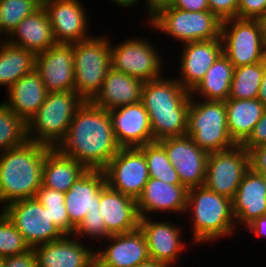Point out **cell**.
<instances>
[{
  "label": "cell",
  "mask_w": 266,
  "mask_h": 267,
  "mask_svg": "<svg viewBox=\"0 0 266 267\" xmlns=\"http://www.w3.org/2000/svg\"><path fill=\"white\" fill-rule=\"evenodd\" d=\"M12 45L39 54L56 44L52 27L43 5L25 17L6 38Z\"/></svg>",
  "instance_id": "obj_27"
},
{
  "label": "cell",
  "mask_w": 266,
  "mask_h": 267,
  "mask_svg": "<svg viewBox=\"0 0 266 267\" xmlns=\"http://www.w3.org/2000/svg\"><path fill=\"white\" fill-rule=\"evenodd\" d=\"M99 210L110 235L128 233L139 228L137 200L107 184L101 190Z\"/></svg>",
  "instance_id": "obj_24"
},
{
  "label": "cell",
  "mask_w": 266,
  "mask_h": 267,
  "mask_svg": "<svg viewBox=\"0 0 266 267\" xmlns=\"http://www.w3.org/2000/svg\"><path fill=\"white\" fill-rule=\"evenodd\" d=\"M266 145V108L260 120L255 124L254 130L242 146L249 152L252 148Z\"/></svg>",
  "instance_id": "obj_42"
},
{
  "label": "cell",
  "mask_w": 266,
  "mask_h": 267,
  "mask_svg": "<svg viewBox=\"0 0 266 267\" xmlns=\"http://www.w3.org/2000/svg\"><path fill=\"white\" fill-rule=\"evenodd\" d=\"M192 221V245L215 243L223 237L235 233L236 221L233 214L232 199L217 194L205 186L188 189L185 211ZM234 232V233H233Z\"/></svg>",
  "instance_id": "obj_4"
},
{
  "label": "cell",
  "mask_w": 266,
  "mask_h": 267,
  "mask_svg": "<svg viewBox=\"0 0 266 267\" xmlns=\"http://www.w3.org/2000/svg\"><path fill=\"white\" fill-rule=\"evenodd\" d=\"M103 171L109 187L135 200L150 178L146 158L138 147L120 148Z\"/></svg>",
  "instance_id": "obj_13"
},
{
  "label": "cell",
  "mask_w": 266,
  "mask_h": 267,
  "mask_svg": "<svg viewBox=\"0 0 266 267\" xmlns=\"http://www.w3.org/2000/svg\"><path fill=\"white\" fill-rule=\"evenodd\" d=\"M177 81L189 92L204 78L208 69L223 53L221 39L194 41L183 44Z\"/></svg>",
  "instance_id": "obj_21"
},
{
  "label": "cell",
  "mask_w": 266,
  "mask_h": 267,
  "mask_svg": "<svg viewBox=\"0 0 266 267\" xmlns=\"http://www.w3.org/2000/svg\"><path fill=\"white\" fill-rule=\"evenodd\" d=\"M83 102L75 91L48 92L44 103L27 122V139L57 148Z\"/></svg>",
  "instance_id": "obj_5"
},
{
  "label": "cell",
  "mask_w": 266,
  "mask_h": 267,
  "mask_svg": "<svg viewBox=\"0 0 266 267\" xmlns=\"http://www.w3.org/2000/svg\"><path fill=\"white\" fill-rule=\"evenodd\" d=\"M111 3H115L119 7H133L137 2L143 0H110ZM172 0H146L144 1L147 4L146 13H148L147 19L152 17L159 9L169 6Z\"/></svg>",
  "instance_id": "obj_43"
},
{
  "label": "cell",
  "mask_w": 266,
  "mask_h": 267,
  "mask_svg": "<svg viewBox=\"0 0 266 267\" xmlns=\"http://www.w3.org/2000/svg\"><path fill=\"white\" fill-rule=\"evenodd\" d=\"M167 7L179 8L190 12L209 11L208 0H172Z\"/></svg>",
  "instance_id": "obj_46"
},
{
  "label": "cell",
  "mask_w": 266,
  "mask_h": 267,
  "mask_svg": "<svg viewBox=\"0 0 266 267\" xmlns=\"http://www.w3.org/2000/svg\"><path fill=\"white\" fill-rule=\"evenodd\" d=\"M106 242V248L95 250L96 267H135L150 258L147 242L140 228L111 235Z\"/></svg>",
  "instance_id": "obj_20"
},
{
  "label": "cell",
  "mask_w": 266,
  "mask_h": 267,
  "mask_svg": "<svg viewBox=\"0 0 266 267\" xmlns=\"http://www.w3.org/2000/svg\"><path fill=\"white\" fill-rule=\"evenodd\" d=\"M105 185L104 171L86 170L65 192L64 204L75 228L88 212H99L101 190Z\"/></svg>",
  "instance_id": "obj_22"
},
{
  "label": "cell",
  "mask_w": 266,
  "mask_h": 267,
  "mask_svg": "<svg viewBox=\"0 0 266 267\" xmlns=\"http://www.w3.org/2000/svg\"><path fill=\"white\" fill-rule=\"evenodd\" d=\"M245 228L249 230L250 234H254L253 236L266 237V213L261 217L255 218Z\"/></svg>",
  "instance_id": "obj_47"
},
{
  "label": "cell",
  "mask_w": 266,
  "mask_h": 267,
  "mask_svg": "<svg viewBox=\"0 0 266 267\" xmlns=\"http://www.w3.org/2000/svg\"><path fill=\"white\" fill-rule=\"evenodd\" d=\"M51 148L27 140L0 153V205L34 198L42 186L43 164ZM4 204V205H2Z\"/></svg>",
  "instance_id": "obj_3"
},
{
  "label": "cell",
  "mask_w": 266,
  "mask_h": 267,
  "mask_svg": "<svg viewBox=\"0 0 266 267\" xmlns=\"http://www.w3.org/2000/svg\"><path fill=\"white\" fill-rule=\"evenodd\" d=\"M235 67L222 53L208 69L204 78L190 92L192 98L226 101L229 97ZM198 94V95H197Z\"/></svg>",
  "instance_id": "obj_31"
},
{
  "label": "cell",
  "mask_w": 266,
  "mask_h": 267,
  "mask_svg": "<svg viewBox=\"0 0 266 267\" xmlns=\"http://www.w3.org/2000/svg\"><path fill=\"white\" fill-rule=\"evenodd\" d=\"M209 11L221 21L238 18V0H208Z\"/></svg>",
  "instance_id": "obj_41"
},
{
  "label": "cell",
  "mask_w": 266,
  "mask_h": 267,
  "mask_svg": "<svg viewBox=\"0 0 266 267\" xmlns=\"http://www.w3.org/2000/svg\"><path fill=\"white\" fill-rule=\"evenodd\" d=\"M227 128L236 145H242L260 120L265 106L255 99H232L225 101Z\"/></svg>",
  "instance_id": "obj_29"
},
{
  "label": "cell",
  "mask_w": 266,
  "mask_h": 267,
  "mask_svg": "<svg viewBox=\"0 0 266 267\" xmlns=\"http://www.w3.org/2000/svg\"><path fill=\"white\" fill-rule=\"evenodd\" d=\"M200 100L190 99L186 134L208 153L234 147L227 128L225 101Z\"/></svg>",
  "instance_id": "obj_6"
},
{
  "label": "cell",
  "mask_w": 266,
  "mask_h": 267,
  "mask_svg": "<svg viewBox=\"0 0 266 267\" xmlns=\"http://www.w3.org/2000/svg\"><path fill=\"white\" fill-rule=\"evenodd\" d=\"M144 82L110 68L101 89L90 102L107 111L141 101Z\"/></svg>",
  "instance_id": "obj_26"
},
{
  "label": "cell",
  "mask_w": 266,
  "mask_h": 267,
  "mask_svg": "<svg viewBox=\"0 0 266 267\" xmlns=\"http://www.w3.org/2000/svg\"><path fill=\"white\" fill-rule=\"evenodd\" d=\"M187 197L188 189L185 186L168 184L155 178H149L141 196L137 199L139 216L140 218L151 217L154 212H172L184 216Z\"/></svg>",
  "instance_id": "obj_23"
},
{
  "label": "cell",
  "mask_w": 266,
  "mask_h": 267,
  "mask_svg": "<svg viewBox=\"0 0 266 267\" xmlns=\"http://www.w3.org/2000/svg\"><path fill=\"white\" fill-rule=\"evenodd\" d=\"M42 4L38 0H0V31L7 38L15 27Z\"/></svg>",
  "instance_id": "obj_37"
},
{
  "label": "cell",
  "mask_w": 266,
  "mask_h": 267,
  "mask_svg": "<svg viewBox=\"0 0 266 267\" xmlns=\"http://www.w3.org/2000/svg\"><path fill=\"white\" fill-rule=\"evenodd\" d=\"M223 54L235 68L266 60L259 20L227 19L222 21Z\"/></svg>",
  "instance_id": "obj_9"
},
{
  "label": "cell",
  "mask_w": 266,
  "mask_h": 267,
  "mask_svg": "<svg viewBox=\"0 0 266 267\" xmlns=\"http://www.w3.org/2000/svg\"><path fill=\"white\" fill-rule=\"evenodd\" d=\"M263 180H264L265 187H266V174H263Z\"/></svg>",
  "instance_id": "obj_53"
},
{
  "label": "cell",
  "mask_w": 266,
  "mask_h": 267,
  "mask_svg": "<svg viewBox=\"0 0 266 267\" xmlns=\"http://www.w3.org/2000/svg\"><path fill=\"white\" fill-rule=\"evenodd\" d=\"M6 92L7 101L3 102L26 123L44 103L48 93L35 69L23 75Z\"/></svg>",
  "instance_id": "obj_28"
},
{
  "label": "cell",
  "mask_w": 266,
  "mask_h": 267,
  "mask_svg": "<svg viewBox=\"0 0 266 267\" xmlns=\"http://www.w3.org/2000/svg\"><path fill=\"white\" fill-rule=\"evenodd\" d=\"M115 139L121 148L154 142L148 112L142 102L109 110Z\"/></svg>",
  "instance_id": "obj_19"
},
{
  "label": "cell",
  "mask_w": 266,
  "mask_h": 267,
  "mask_svg": "<svg viewBox=\"0 0 266 267\" xmlns=\"http://www.w3.org/2000/svg\"><path fill=\"white\" fill-rule=\"evenodd\" d=\"M158 142L164 147L169 161L175 167L181 185L187 189L204 186L208 152L198 147L187 134Z\"/></svg>",
  "instance_id": "obj_14"
},
{
  "label": "cell",
  "mask_w": 266,
  "mask_h": 267,
  "mask_svg": "<svg viewBox=\"0 0 266 267\" xmlns=\"http://www.w3.org/2000/svg\"><path fill=\"white\" fill-rule=\"evenodd\" d=\"M90 35L92 37L73 43L75 92L84 101H90L97 94L111 68L112 38Z\"/></svg>",
  "instance_id": "obj_8"
},
{
  "label": "cell",
  "mask_w": 266,
  "mask_h": 267,
  "mask_svg": "<svg viewBox=\"0 0 266 267\" xmlns=\"http://www.w3.org/2000/svg\"><path fill=\"white\" fill-rule=\"evenodd\" d=\"M259 24L261 27L263 43L266 47V14L259 19Z\"/></svg>",
  "instance_id": "obj_50"
},
{
  "label": "cell",
  "mask_w": 266,
  "mask_h": 267,
  "mask_svg": "<svg viewBox=\"0 0 266 267\" xmlns=\"http://www.w3.org/2000/svg\"><path fill=\"white\" fill-rule=\"evenodd\" d=\"M154 220L151 217H142L139 222V228L147 242L149 256L164 263L167 267H174L179 261L177 259L180 254L182 255L187 248L185 241L181 238L183 227L174 225L168 220L159 219L158 222Z\"/></svg>",
  "instance_id": "obj_17"
},
{
  "label": "cell",
  "mask_w": 266,
  "mask_h": 267,
  "mask_svg": "<svg viewBox=\"0 0 266 267\" xmlns=\"http://www.w3.org/2000/svg\"><path fill=\"white\" fill-rule=\"evenodd\" d=\"M0 42H3V41H5L6 40V38L2 35V33H1V31H0Z\"/></svg>",
  "instance_id": "obj_51"
},
{
  "label": "cell",
  "mask_w": 266,
  "mask_h": 267,
  "mask_svg": "<svg viewBox=\"0 0 266 267\" xmlns=\"http://www.w3.org/2000/svg\"><path fill=\"white\" fill-rule=\"evenodd\" d=\"M30 249L21 233L4 212L0 214V257L6 258Z\"/></svg>",
  "instance_id": "obj_38"
},
{
  "label": "cell",
  "mask_w": 266,
  "mask_h": 267,
  "mask_svg": "<svg viewBox=\"0 0 266 267\" xmlns=\"http://www.w3.org/2000/svg\"><path fill=\"white\" fill-rule=\"evenodd\" d=\"M76 238L64 235L59 240L33 247L37 267H96L95 249Z\"/></svg>",
  "instance_id": "obj_18"
},
{
  "label": "cell",
  "mask_w": 266,
  "mask_h": 267,
  "mask_svg": "<svg viewBox=\"0 0 266 267\" xmlns=\"http://www.w3.org/2000/svg\"><path fill=\"white\" fill-rule=\"evenodd\" d=\"M266 14V0H238V18L259 20Z\"/></svg>",
  "instance_id": "obj_40"
},
{
  "label": "cell",
  "mask_w": 266,
  "mask_h": 267,
  "mask_svg": "<svg viewBox=\"0 0 266 267\" xmlns=\"http://www.w3.org/2000/svg\"><path fill=\"white\" fill-rule=\"evenodd\" d=\"M45 8L56 43L72 44L86 40L89 14L79 0H45ZM88 18V19H87Z\"/></svg>",
  "instance_id": "obj_15"
},
{
  "label": "cell",
  "mask_w": 266,
  "mask_h": 267,
  "mask_svg": "<svg viewBox=\"0 0 266 267\" xmlns=\"http://www.w3.org/2000/svg\"><path fill=\"white\" fill-rule=\"evenodd\" d=\"M138 148L144 153L150 178L168 184L181 185L175 167L169 161L164 147L158 141L147 143Z\"/></svg>",
  "instance_id": "obj_34"
},
{
  "label": "cell",
  "mask_w": 266,
  "mask_h": 267,
  "mask_svg": "<svg viewBox=\"0 0 266 267\" xmlns=\"http://www.w3.org/2000/svg\"><path fill=\"white\" fill-rule=\"evenodd\" d=\"M249 168V153L242 145L211 152L207 158L204 186L217 194L233 199Z\"/></svg>",
  "instance_id": "obj_12"
},
{
  "label": "cell",
  "mask_w": 266,
  "mask_h": 267,
  "mask_svg": "<svg viewBox=\"0 0 266 267\" xmlns=\"http://www.w3.org/2000/svg\"><path fill=\"white\" fill-rule=\"evenodd\" d=\"M148 41L141 37H130L117 45L110 43L111 68L144 83L163 77V57Z\"/></svg>",
  "instance_id": "obj_10"
},
{
  "label": "cell",
  "mask_w": 266,
  "mask_h": 267,
  "mask_svg": "<svg viewBox=\"0 0 266 267\" xmlns=\"http://www.w3.org/2000/svg\"><path fill=\"white\" fill-rule=\"evenodd\" d=\"M109 111L84 101L57 149L74 158L86 170L103 171L120 150Z\"/></svg>",
  "instance_id": "obj_1"
},
{
  "label": "cell",
  "mask_w": 266,
  "mask_h": 267,
  "mask_svg": "<svg viewBox=\"0 0 266 267\" xmlns=\"http://www.w3.org/2000/svg\"><path fill=\"white\" fill-rule=\"evenodd\" d=\"M147 21L152 29L167 34L181 44L221 39L222 21L210 11L190 12L164 7Z\"/></svg>",
  "instance_id": "obj_7"
},
{
  "label": "cell",
  "mask_w": 266,
  "mask_h": 267,
  "mask_svg": "<svg viewBox=\"0 0 266 267\" xmlns=\"http://www.w3.org/2000/svg\"><path fill=\"white\" fill-rule=\"evenodd\" d=\"M73 236H76L77 239L84 237L85 239L88 237L91 240L97 239L95 240V242L99 240L102 241L103 239L104 242L105 239L107 241L111 235L107 232L105 228V223L99 210V212L94 213L88 212L85 215L84 219L75 228Z\"/></svg>",
  "instance_id": "obj_39"
},
{
  "label": "cell",
  "mask_w": 266,
  "mask_h": 267,
  "mask_svg": "<svg viewBox=\"0 0 266 267\" xmlns=\"http://www.w3.org/2000/svg\"><path fill=\"white\" fill-rule=\"evenodd\" d=\"M135 267H167L164 263L155 259L149 258L146 261L137 264Z\"/></svg>",
  "instance_id": "obj_49"
},
{
  "label": "cell",
  "mask_w": 266,
  "mask_h": 267,
  "mask_svg": "<svg viewBox=\"0 0 266 267\" xmlns=\"http://www.w3.org/2000/svg\"><path fill=\"white\" fill-rule=\"evenodd\" d=\"M264 68L265 61L235 68L228 98H257Z\"/></svg>",
  "instance_id": "obj_33"
},
{
  "label": "cell",
  "mask_w": 266,
  "mask_h": 267,
  "mask_svg": "<svg viewBox=\"0 0 266 267\" xmlns=\"http://www.w3.org/2000/svg\"><path fill=\"white\" fill-rule=\"evenodd\" d=\"M41 4L45 1V0H38Z\"/></svg>",
  "instance_id": "obj_54"
},
{
  "label": "cell",
  "mask_w": 266,
  "mask_h": 267,
  "mask_svg": "<svg viewBox=\"0 0 266 267\" xmlns=\"http://www.w3.org/2000/svg\"><path fill=\"white\" fill-rule=\"evenodd\" d=\"M232 205L238 228L240 225L246 227L255 218L263 216L266 213V187L263 174L249 168L232 199Z\"/></svg>",
  "instance_id": "obj_25"
},
{
  "label": "cell",
  "mask_w": 266,
  "mask_h": 267,
  "mask_svg": "<svg viewBox=\"0 0 266 267\" xmlns=\"http://www.w3.org/2000/svg\"><path fill=\"white\" fill-rule=\"evenodd\" d=\"M85 171L74 158L51 148L44 159L42 186L65 193Z\"/></svg>",
  "instance_id": "obj_30"
},
{
  "label": "cell",
  "mask_w": 266,
  "mask_h": 267,
  "mask_svg": "<svg viewBox=\"0 0 266 267\" xmlns=\"http://www.w3.org/2000/svg\"><path fill=\"white\" fill-rule=\"evenodd\" d=\"M35 70L47 92L75 91L73 43H56L36 54Z\"/></svg>",
  "instance_id": "obj_16"
},
{
  "label": "cell",
  "mask_w": 266,
  "mask_h": 267,
  "mask_svg": "<svg viewBox=\"0 0 266 267\" xmlns=\"http://www.w3.org/2000/svg\"><path fill=\"white\" fill-rule=\"evenodd\" d=\"M35 198L48 210L52 223L55 224L64 235H73L75 227L70 223L67 209L64 204L65 193L41 186Z\"/></svg>",
  "instance_id": "obj_36"
},
{
  "label": "cell",
  "mask_w": 266,
  "mask_h": 267,
  "mask_svg": "<svg viewBox=\"0 0 266 267\" xmlns=\"http://www.w3.org/2000/svg\"><path fill=\"white\" fill-rule=\"evenodd\" d=\"M27 123L0 102V153L27 141Z\"/></svg>",
  "instance_id": "obj_35"
},
{
  "label": "cell",
  "mask_w": 266,
  "mask_h": 267,
  "mask_svg": "<svg viewBox=\"0 0 266 267\" xmlns=\"http://www.w3.org/2000/svg\"><path fill=\"white\" fill-rule=\"evenodd\" d=\"M36 55L30 50L0 42V86L8 90L23 75L35 69Z\"/></svg>",
  "instance_id": "obj_32"
},
{
  "label": "cell",
  "mask_w": 266,
  "mask_h": 267,
  "mask_svg": "<svg viewBox=\"0 0 266 267\" xmlns=\"http://www.w3.org/2000/svg\"><path fill=\"white\" fill-rule=\"evenodd\" d=\"M257 98L266 108V60H265V68H264L262 81L259 87Z\"/></svg>",
  "instance_id": "obj_48"
},
{
  "label": "cell",
  "mask_w": 266,
  "mask_h": 267,
  "mask_svg": "<svg viewBox=\"0 0 266 267\" xmlns=\"http://www.w3.org/2000/svg\"><path fill=\"white\" fill-rule=\"evenodd\" d=\"M248 153L250 168L259 174H266V145L252 148Z\"/></svg>",
  "instance_id": "obj_44"
},
{
  "label": "cell",
  "mask_w": 266,
  "mask_h": 267,
  "mask_svg": "<svg viewBox=\"0 0 266 267\" xmlns=\"http://www.w3.org/2000/svg\"><path fill=\"white\" fill-rule=\"evenodd\" d=\"M3 212L30 248L64 236L52 223L48 210L35 197L12 202L3 208Z\"/></svg>",
  "instance_id": "obj_11"
},
{
  "label": "cell",
  "mask_w": 266,
  "mask_h": 267,
  "mask_svg": "<svg viewBox=\"0 0 266 267\" xmlns=\"http://www.w3.org/2000/svg\"><path fill=\"white\" fill-rule=\"evenodd\" d=\"M4 266V258L0 257V267Z\"/></svg>",
  "instance_id": "obj_52"
},
{
  "label": "cell",
  "mask_w": 266,
  "mask_h": 267,
  "mask_svg": "<svg viewBox=\"0 0 266 267\" xmlns=\"http://www.w3.org/2000/svg\"><path fill=\"white\" fill-rule=\"evenodd\" d=\"M144 83L141 102L149 115L154 141L187 133L191 95L176 78Z\"/></svg>",
  "instance_id": "obj_2"
},
{
  "label": "cell",
  "mask_w": 266,
  "mask_h": 267,
  "mask_svg": "<svg viewBox=\"0 0 266 267\" xmlns=\"http://www.w3.org/2000/svg\"><path fill=\"white\" fill-rule=\"evenodd\" d=\"M3 267H37L36 255L30 248L27 252L4 258Z\"/></svg>",
  "instance_id": "obj_45"
}]
</instances>
